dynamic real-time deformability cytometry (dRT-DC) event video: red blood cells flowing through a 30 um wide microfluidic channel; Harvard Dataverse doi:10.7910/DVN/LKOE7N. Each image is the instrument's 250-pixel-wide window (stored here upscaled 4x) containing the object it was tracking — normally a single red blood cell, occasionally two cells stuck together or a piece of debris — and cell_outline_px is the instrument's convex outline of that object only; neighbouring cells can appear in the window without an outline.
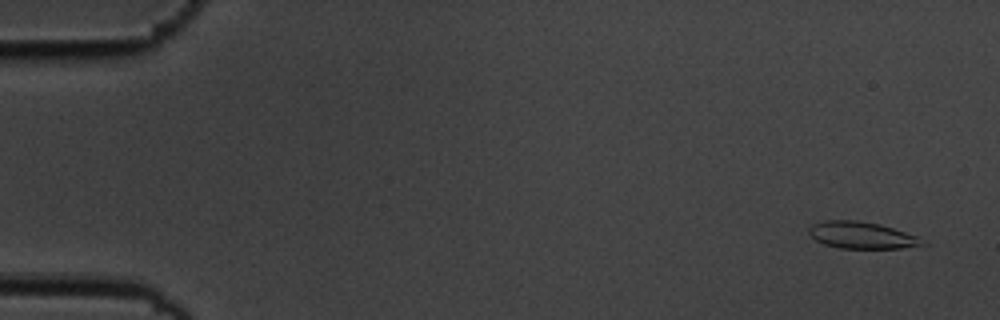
{"species": "common noctule bat (a hibernating species)", "species_latin": "Nyctalus noctula", "temperature_condition": "cold", "stored_images_in_passage": 55, "camera_frame_rate_fps": 3000, "um_per_image_px": 0.085, "animal": {"sex": "male", "body_mass_g": 19.5, "forearm_length_mm": 54.6}, "frame": {"image": 1, "passage_image": 3, "time_ms": 0.667, "image_size_px": [1000, 320], "cell_outline_px": [[928, 244], [900, 248], [840, 248], [824, 244], [816, 240], [808, 232], [808, 228], [812, 224], [824, 220], [856, 220], [880, 224], [920, 236]], "centroid_in_image_um": [73.27, 19.99], "position_along_channel_um": 11.7, "area_um2": 17.86}}
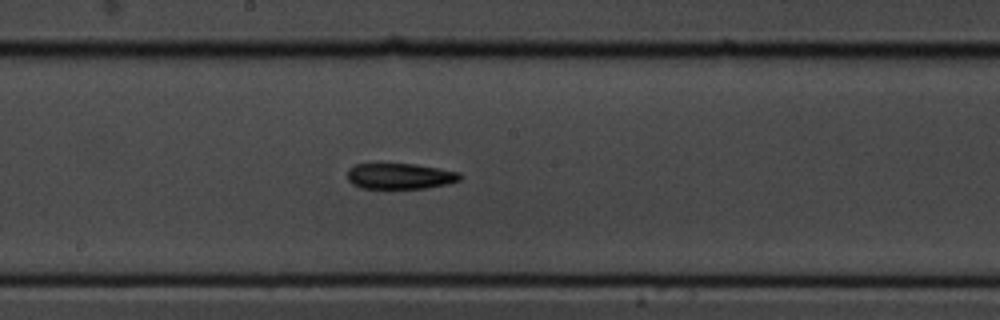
{"frame": {"image": 2, "passage_image": 30, "time_ms": 9.667, "image_size_px": [1000, 320], "cell_outline_px": [[464, 176], [460, 180], [448, 184], [424, 188], [360, 188], [352, 184], [348, 180], [348, 168], [356, 164], [416, 164], [440, 168], [460, 172]], "centroid_in_image_um": [34.03, 14.97], "position_along_channel_um": 214.2, "area_um2": 17.05}}
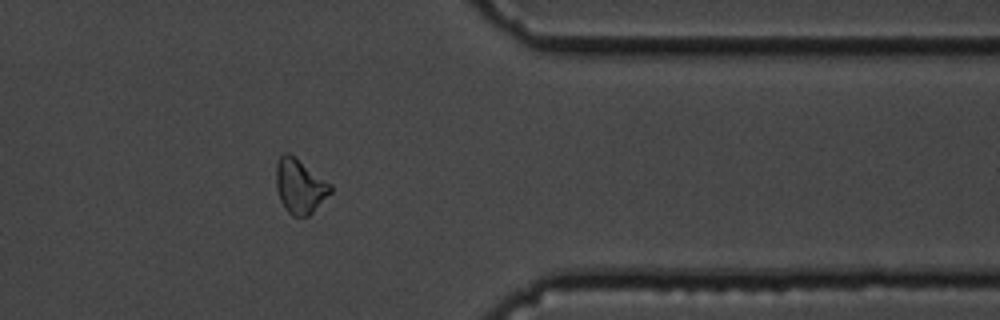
{"frame": {"image": 3, "passage_image": 45, "time_ms": 14.667, "image_size_px": [1000, 320], "cell_outline_px": [[332, 192], [308, 216], [292, 216], [284, 208], [280, 200], [276, 188], [276, 164], [280, 156], [284, 152], [288, 152], [332, 184]], "centroid_in_image_um": [25.48, 15.83], "position_along_channel_um": 385.9, "area_um2": 17.22}}